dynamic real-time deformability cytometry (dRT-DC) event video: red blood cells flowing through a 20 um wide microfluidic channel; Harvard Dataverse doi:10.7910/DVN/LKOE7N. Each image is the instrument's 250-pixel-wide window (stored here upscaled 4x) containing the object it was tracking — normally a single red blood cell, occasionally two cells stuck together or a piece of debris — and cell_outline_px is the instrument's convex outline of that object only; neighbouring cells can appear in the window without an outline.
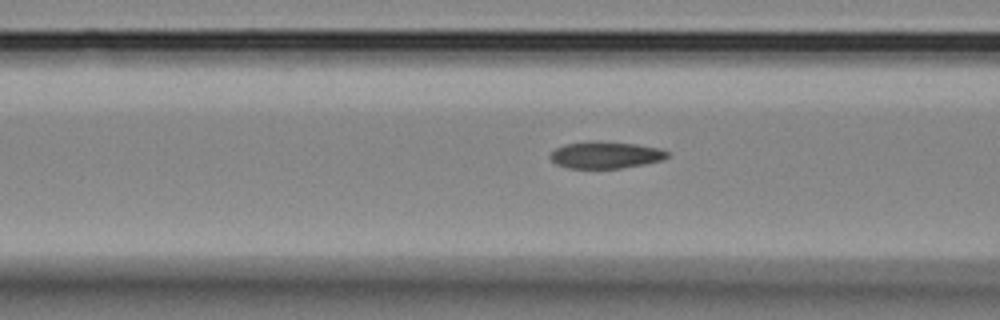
{"species": "Egyptian fruit bat (a non-hibernating species)", "species_latin": "Rousettus aegyptiacus", "temperature_condition": "room temperature", "stored_images_in_passage": 20, "camera_frame_rate_fps": 3000, "um_per_image_px": 0.085, "animal": {"sex": "female"}, "frame": {"image": 1, "passage_image": 18, "time_ms": 5.667, "image_size_px": [1000, 320], "cell_outline_px": [[668, 156], [660, 160], [644, 164], [620, 168], [568, 168], [556, 164], [548, 156], [556, 148], [564, 144], [592, 140], [596, 140], [636, 144], [660, 148], [668, 152]], "centroid_in_image_um": [51.44, 13.16], "position_along_channel_um": 115.2, "area_um2": 18.38}}